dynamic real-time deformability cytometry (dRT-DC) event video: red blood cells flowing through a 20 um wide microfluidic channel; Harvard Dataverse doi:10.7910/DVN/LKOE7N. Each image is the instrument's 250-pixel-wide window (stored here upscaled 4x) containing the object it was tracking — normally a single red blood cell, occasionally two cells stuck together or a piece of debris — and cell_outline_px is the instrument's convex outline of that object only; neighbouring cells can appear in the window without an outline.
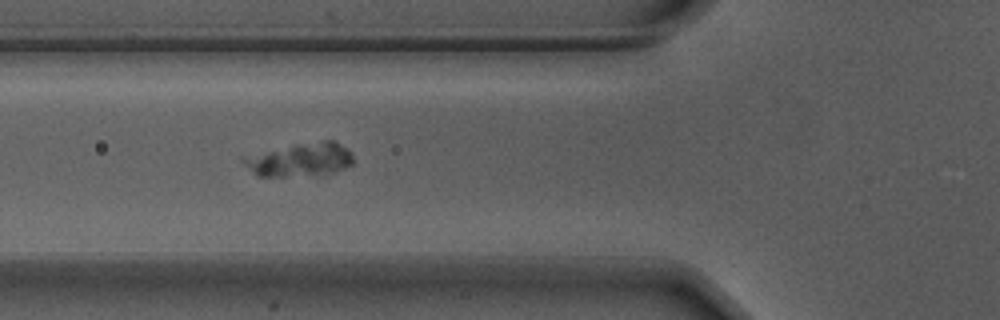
{"species": "Egyptian fruit bat (a non-hibernating species)", "species_latin": "Rousettus aegyptiacus", "temperature_condition": "warm", "stored_images_in_passage": 38, "camera_frame_rate_fps": 3000, "um_per_image_px": 0.085, "animal": {"sex": "male"}, "frame": {"image": 1, "passage_image": 3, "time_ms": 0.667, "image_size_px": [1000, 320], "cell_outline_px": [[352, 164], [336, 172], [284, 176], [260, 176], [244, 160], [272, 152], [324, 140], [332, 140], [340, 144], [352, 156]], "centroid_in_image_um": [25.74, 13.61], "position_along_channel_um": 100.1, "area_um2": 19.02}}
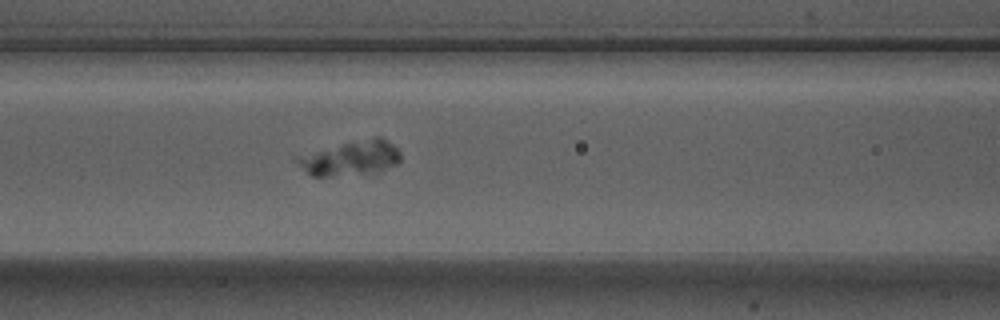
{"frame": {"image": 2, "passage_image": 6, "time_ms": 1.667, "image_size_px": [1000, 320], "cell_outline_px": [[400, 160], [396, 164], [384, 168], [360, 172], [328, 176], [312, 176], [292, 156], [376, 136], [380, 136], [392, 144], [400, 152]], "centroid_in_image_um": [29.78, 13.4], "position_along_channel_um": 136.8, "area_um2": 19.88}}
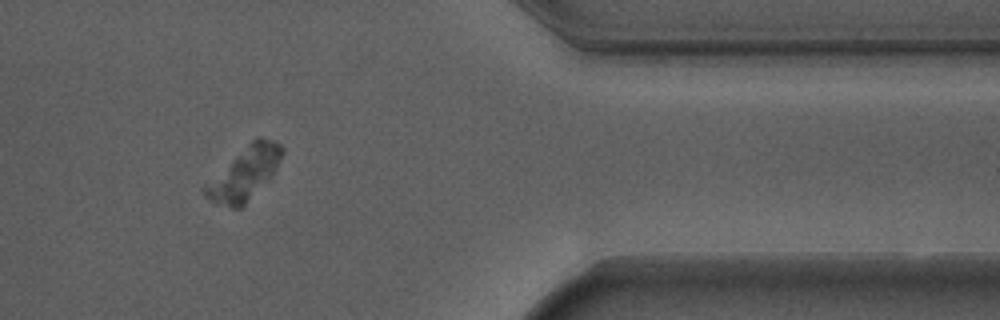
{"frame": {"image": 3, "passage_image": 29, "time_ms": 9.333, "image_size_px": [1000, 320], "cell_outline_px": [[284, 152], [276, 168], [244, 204], [240, 208], [232, 208], [208, 200], [204, 196], [200, 188], [204, 184], [252, 140], [260, 136], [272, 140], [280, 144], [284, 148]], "centroid_in_image_um": [20.73, 14.74], "position_along_channel_um": 390.7, "area_um2": 22.95}}